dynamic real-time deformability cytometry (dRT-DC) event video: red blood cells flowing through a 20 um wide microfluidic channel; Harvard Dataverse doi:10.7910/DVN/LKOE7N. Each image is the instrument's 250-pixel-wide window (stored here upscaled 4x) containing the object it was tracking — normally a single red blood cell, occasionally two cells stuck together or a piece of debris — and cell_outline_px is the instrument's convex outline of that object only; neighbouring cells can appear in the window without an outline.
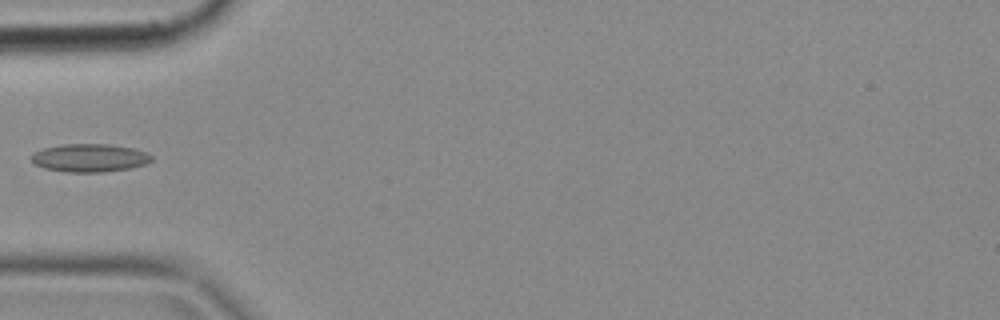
{"species": "common noctule bat (a hibernating species)", "species_latin": "Nyctalus noctula", "temperature_condition": "cold", "stored_images_in_passage": 15, "camera_frame_rate_fps": 3000, "um_per_image_px": 0.085, "animal": {"sex": "female", "body_mass_g": 18.4}, "frame": {"image": 1, "passage_image": 1, "time_ms": 0.0, "image_size_px": [1000, 320], "cell_outline_px": [[152, 160], [144, 164], [128, 168], [104, 172], [64, 172], [44, 168], [36, 164], [32, 160], [32, 156], [36, 152], [44, 148], [64, 144], [108, 144], [132, 148], [144, 152], [152, 156]], "centroid_in_image_um": [7.61, 13.42], "position_along_channel_um": 77.4, "area_um2": 19.36}}